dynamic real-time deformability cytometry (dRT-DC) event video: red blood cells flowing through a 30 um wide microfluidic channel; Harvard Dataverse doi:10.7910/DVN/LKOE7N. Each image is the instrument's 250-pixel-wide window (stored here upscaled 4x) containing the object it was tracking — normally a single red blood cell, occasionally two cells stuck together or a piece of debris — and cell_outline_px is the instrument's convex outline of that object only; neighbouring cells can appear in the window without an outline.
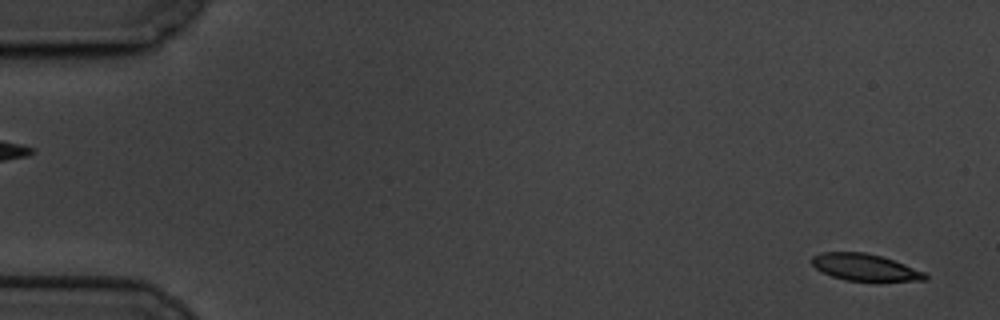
{"species": "common noctule bat (a hibernating species)", "species_latin": "Nyctalus noctula", "temperature_condition": "cold", "stored_images_in_passage": 61, "camera_frame_rate_fps": 3000, "um_per_image_px": 0.085, "animal": {"sex": "male", "body_mass_g": 19.5, "forearm_length_mm": 54.6}, "frame": {"image": 1, "passage_image": 2, "time_ms": 0.333, "image_size_px": [1000, 320], "cell_outline_px": [[928, 280], [844, 280], [832, 276], [816, 268], [812, 264], [812, 256], [820, 252], [864, 252], [880, 256], [904, 264], [924, 272], [928, 276]], "centroid_in_image_um": [73.48, 22.7], "position_along_channel_um": 11.5, "area_um2": 17.28}}
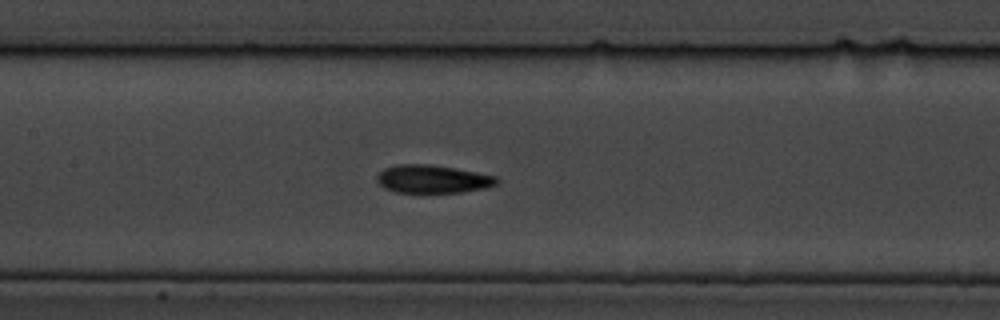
{"frame": {"image": 2, "passage_image": 28, "time_ms": 9.0, "image_size_px": [1000, 320], "cell_outline_px": [[500, 180], [496, 184], [488, 188], [460, 192], [396, 192], [384, 188], [376, 180], [376, 176], [384, 168], [396, 164], [432, 164], [476, 172], [496, 176]], "centroid_in_image_um": [36.77, 15.21], "position_along_channel_um": 170.6, "area_um2": 19.65}}
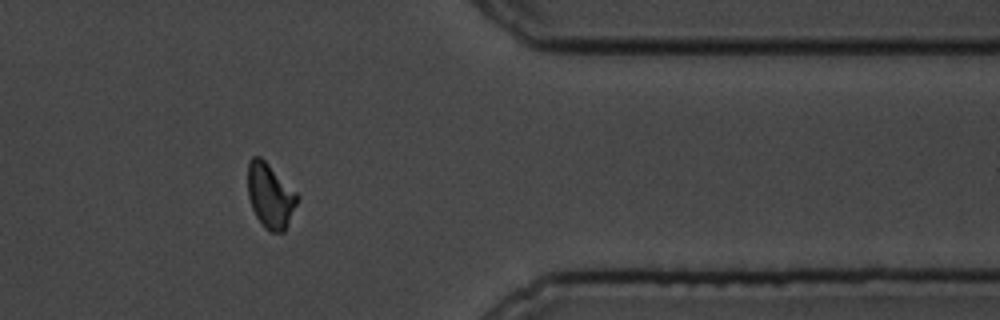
{"frame": {"image": 3, "passage_image": 49, "time_ms": 16.0, "image_size_px": [1000, 320], "cell_outline_px": [[300, 196], [284, 232], [268, 232], [264, 228], [256, 216], [252, 208], [248, 196], [248, 160], [252, 156], [260, 156]], "centroid_in_image_um": [22.95, 16.65], "position_along_channel_um": 388.4, "area_um2": 18.55}, "authors_computed_cell_mechanics": {"area_um2": 18.9584, "velocity_mm_per_s": 3.3383, "shape_relaxation_time_tau1_ms": 3.5227, "shape_relaxation_time_tau2_ms": 3.4087, "deformation_change_tau1": 0.131, "deformation_change_tau2": 0.0755}}